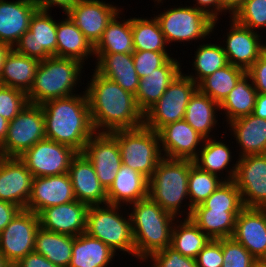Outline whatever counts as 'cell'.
I'll use <instances>...</instances> for the list:
<instances>
[{"label": "cell", "instance_id": "11a10c76", "mask_svg": "<svg viewBox=\"0 0 266 267\" xmlns=\"http://www.w3.org/2000/svg\"><path fill=\"white\" fill-rule=\"evenodd\" d=\"M38 10L50 11L51 7H62L63 12H67L78 0H32ZM50 9V10H49Z\"/></svg>", "mask_w": 266, "mask_h": 267}, {"label": "cell", "instance_id": "816d5d0a", "mask_svg": "<svg viewBox=\"0 0 266 267\" xmlns=\"http://www.w3.org/2000/svg\"><path fill=\"white\" fill-rule=\"evenodd\" d=\"M194 8L203 11L213 21L219 20V16L227 11L221 6L219 0H194ZM220 14V15H219Z\"/></svg>", "mask_w": 266, "mask_h": 267}, {"label": "cell", "instance_id": "7a4b0ae2", "mask_svg": "<svg viewBox=\"0 0 266 267\" xmlns=\"http://www.w3.org/2000/svg\"><path fill=\"white\" fill-rule=\"evenodd\" d=\"M82 93V94H81ZM42 104L46 139L84 151L87 141L96 133L85 91Z\"/></svg>", "mask_w": 266, "mask_h": 267}, {"label": "cell", "instance_id": "277c9868", "mask_svg": "<svg viewBox=\"0 0 266 267\" xmlns=\"http://www.w3.org/2000/svg\"><path fill=\"white\" fill-rule=\"evenodd\" d=\"M83 65L72 58L51 56L42 60L27 92L28 102L42 105L49 100L74 95L76 85L81 82Z\"/></svg>", "mask_w": 266, "mask_h": 267}, {"label": "cell", "instance_id": "be15d7a7", "mask_svg": "<svg viewBox=\"0 0 266 267\" xmlns=\"http://www.w3.org/2000/svg\"><path fill=\"white\" fill-rule=\"evenodd\" d=\"M154 2H157V5H159L160 3H163V0H155Z\"/></svg>", "mask_w": 266, "mask_h": 267}, {"label": "cell", "instance_id": "f35d334b", "mask_svg": "<svg viewBox=\"0 0 266 267\" xmlns=\"http://www.w3.org/2000/svg\"><path fill=\"white\" fill-rule=\"evenodd\" d=\"M132 39L134 50L167 52V42L155 18H132Z\"/></svg>", "mask_w": 266, "mask_h": 267}, {"label": "cell", "instance_id": "6125c7cd", "mask_svg": "<svg viewBox=\"0 0 266 267\" xmlns=\"http://www.w3.org/2000/svg\"><path fill=\"white\" fill-rule=\"evenodd\" d=\"M255 267H266V261H258Z\"/></svg>", "mask_w": 266, "mask_h": 267}, {"label": "cell", "instance_id": "f6af8a7d", "mask_svg": "<svg viewBox=\"0 0 266 267\" xmlns=\"http://www.w3.org/2000/svg\"><path fill=\"white\" fill-rule=\"evenodd\" d=\"M222 267H255L256 260L251 253L232 237L222 238Z\"/></svg>", "mask_w": 266, "mask_h": 267}, {"label": "cell", "instance_id": "94428289", "mask_svg": "<svg viewBox=\"0 0 266 267\" xmlns=\"http://www.w3.org/2000/svg\"><path fill=\"white\" fill-rule=\"evenodd\" d=\"M11 264L6 260L3 254L0 252V267H9Z\"/></svg>", "mask_w": 266, "mask_h": 267}, {"label": "cell", "instance_id": "9c48e42d", "mask_svg": "<svg viewBox=\"0 0 266 267\" xmlns=\"http://www.w3.org/2000/svg\"><path fill=\"white\" fill-rule=\"evenodd\" d=\"M198 85L181 72L160 99L144 113V126L158 132L162 127L184 119L185 110Z\"/></svg>", "mask_w": 266, "mask_h": 267}, {"label": "cell", "instance_id": "ab89813d", "mask_svg": "<svg viewBox=\"0 0 266 267\" xmlns=\"http://www.w3.org/2000/svg\"><path fill=\"white\" fill-rule=\"evenodd\" d=\"M192 66L195 73H187L197 85L208 75L213 74L216 70L224 68L228 65L227 57L223 46L220 44L207 43L199 44L194 54ZM193 73V74H192Z\"/></svg>", "mask_w": 266, "mask_h": 267}, {"label": "cell", "instance_id": "ffe728a7", "mask_svg": "<svg viewBox=\"0 0 266 267\" xmlns=\"http://www.w3.org/2000/svg\"><path fill=\"white\" fill-rule=\"evenodd\" d=\"M157 133L163 157L171 159L194 160L204 141L184 119L162 127Z\"/></svg>", "mask_w": 266, "mask_h": 267}, {"label": "cell", "instance_id": "d6a6232c", "mask_svg": "<svg viewBox=\"0 0 266 267\" xmlns=\"http://www.w3.org/2000/svg\"><path fill=\"white\" fill-rule=\"evenodd\" d=\"M218 111L219 103L197 89L186 107L184 120L204 139L213 138L210 132L219 124Z\"/></svg>", "mask_w": 266, "mask_h": 267}, {"label": "cell", "instance_id": "f5cc1de1", "mask_svg": "<svg viewBox=\"0 0 266 267\" xmlns=\"http://www.w3.org/2000/svg\"><path fill=\"white\" fill-rule=\"evenodd\" d=\"M15 265L16 267H59L35 251L27 254Z\"/></svg>", "mask_w": 266, "mask_h": 267}, {"label": "cell", "instance_id": "91938a15", "mask_svg": "<svg viewBox=\"0 0 266 267\" xmlns=\"http://www.w3.org/2000/svg\"><path fill=\"white\" fill-rule=\"evenodd\" d=\"M11 49L12 48L8 44L0 42V74L3 69L4 59Z\"/></svg>", "mask_w": 266, "mask_h": 267}, {"label": "cell", "instance_id": "ba28073f", "mask_svg": "<svg viewBox=\"0 0 266 267\" xmlns=\"http://www.w3.org/2000/svg\"><path fill=\"white\" fill-rule=\"evenodd\" d=\"M167 44L172 42H192L210 38L216 29L218 20L213 21L203 11L193 6H178L168 8L155 16ZM210 35V36H209ZM209 36V37H208Z\"/></svg>", "mask_w": 266, "mask_h": 267}, {"label": "cell", "instance_id": "f1b7e54d", "mask_svg": "<svg viewBox=\"0 0 266 267\" xmlns=\"http://www.w3.org/2000/svg\"><path fill=\"white\" fill-rule=\"evenodd\" d=\"M232 158V151L229 145L214 137L204 139L201 149L193 161L194 165L199 169L218 177L223 174V170L227 169L225 172H227L228 176L226 174L224 178L220 177L223 181H233L237 169V161L231 166Z\"/></svg>", "mask_w": 266, "mask_h": 267}, {"label": "cell", "instance_id": "b9f144b4", "mask_svg": "<svg viewBox=\"0 0 266 267\" xmlns=\"http://www.w3.org/2000/svg\"><path fill=\"white\" fill-rule=\"evenodd\" d=\"M220 177L199 169L196 165L190 168L188 176V204L187 218H190L192 209L202 204L221 184Z\"/></svg>", "mask_w": 266, "mask_h": 267}, {"label": "cell", "instance_id": "4fadbf2b", "mask_svg": "<svg viewBox=\"0 0 266 267\" xmlns=\"http://www.w3.org/2000/svg\"><path fill=\"white\" fill-rule=\"evenodd\" d=\"M56 31L57 22L49 11L37 9L31 17L29 30L21 36L13 49L40 61L56 57Z\"/></svg>", "mask_w": 266, "mask_h": 267}, {"label": "cell", "instance_id": "d6986e66", "mask_svg": "<svg viewBox=\"0 0 266 267\" xmlns=\"http://www.w3.org/2000/svg\"><path fill=\"white\" fill-rule=\"evenodd\" d=\"M73 186L68 173L35 177L26 210L37 215L45 208L75 201Z\"/></svg>", "mask_w": 266, "mask_h": 267}, {"label": "cell", "instance_id": "30bf717a", "mask_svg": "<svg viewBox=\"0 0 266 267\" xmlns=\"http://www.w3.org/2000/svg\"><path fill=\"white\" fill-rule=\"evenodd\" d=\"M46 139L41 105L29 103L9 121L7 136L0 145L2 157H20L37 142Z\"/></svg>", "mask_w": 266, "mask_h": 267}, {"label": "cell", "instance_id": "52a82bcc", "mask_svg": "<svg viewBox=\"0 0 266 267\" xmlns=\"http://www.w3.org/2000/svg\"><path fill=\"white\" fill-rule=\"evenodd\" d=\"M118 142L122 164L148 179L163 158L158 133L146 126L110 133Z\"/></svg>", "mask_w": 266, "mask_h": 267}, {"label": "cell", "instance_id": "681fc988", "mask_svg": "<svg viewBox=\"0 0 266 267\" xmlns=\"http://www.w3.org/2000/svg\"><path fill=\"white\" fill-rule=\"evenodd\" d=\"M195 259L198 267H222V238L211 239Z\"/></svg>", "mask_w": 266, "mask_h": 267}, {"label": "cell", "instance_id": "603a6c76", "mask_svg": "<svg viewBox=\"0 0 266 267\" xmlns=\"http://www.w3.org/2000/svg\"><path fill=\"white\" fill-rule=\"evenodd\" d=\"M68 174L76 200L88 206L107 203V191L101 185L93 164L78 153L70 163Z\"/></svg>", "mask_w": 266, "mask_h": 267}, {"label": "cell", "instance_id": "9f6ffc18", "mask_svg": "<svg viewBox=\"0 0 266 267\" xmlns=\"http://www.w3.org/2000/svg\"><path fill=\"white\" fill-rule=\"evenodd\" d=\"M252 115L266 119V94L258 93Z\"/></svg>", "mask_w": 266, "mask_h": 267}, {"label": "cell", "instance_id": "3957f363", "mask_svg": "<svg viewBox=\"0 0 266 267\" xmlns=\"http://www.w3.org/2000/svg\"><path fill=\"white\" fill-rule=\"evenodd\" d=\"M135 257L143 261L156 251L171 246L176 217L165 211L149 196L129 204Z\"/></svg>", "mask_w": 266, "mask_h": 267}, {"label": "cell", "instance_id": "4316f807", "mask_svg": "<svg viewBox=\"0 0 266 267\" xmlns=\"http://www.w3.org/2000/svg\"><path fill=\"white\" fill-rule=\"evenodd\" d=\"M241 152L238 157L266 153V119L252 114L227 123Z\"/></svg>", "mask_w": 266, "mask_h": 267}, {"label": "cell", "instance_id": "680465c9", "mask_svg": "<svg viewBox=\"0 0 266 267\" xmlns=\"http://www.w3.org/2000/svg\"><path fill=\"white\" fill-rule=\"evenodd\" d=\"M9 121L0 116V145L4 142L7 136Z\"/></svg>", "mask_w": 266, "mask_h": 267}, {"label": "cell", "instance_id": "8992f818", "mask_svg": "<svg viewBox=\"0 0 266 267\" xmlns=\"http://www.w3.org/2000/svg\"><path fill=\"white\" fill-rule=\"evenodd\" d=\"M122 205L102 204L89 206L87 211L86 233L101 240L114 252L117 251L135 258V244L129 212L121 210ZM120 211V212H119ZM123 212V213H122ZM126 213L127 217H126ZM125 216H124V215Z\"/></svg>", "mask_w": 266, "mask_h": 267}, {"label": "cell", "instance_id": "e0dca14e", "mask_svg": "<svg viewBox=\"0 0 266 267\" xmlns=\"http://www.w3.org/2000/svg\"><path fill=\"white\" fill-rule=\"evenodd\" d=\"M231 25L226 32L224 52L227 57L228 64L240 67L247 71L260 55L266 50V43L263 44L259 32L237 23L230 17Z\"/></svg>", "mask_w": 266, "mask_h": 267}, {"label": "cell", "instance_id": "d590c367", "mask_svg": "<svg viewBox=\"0 0 266 267\" xmlns=\"http://www.w3.org/2000/svg\"><path fill=\"white\" fill-rule=\"evenodd\" d=\"M117 13L107 24L101 40L94 47V53H126L133 54L132 17L121 18Z\"/></svg>", "mask_w": 266, "mask_h": 267}, {"label": "cell", "instance_id": "7bdbcfd3", "mask_svg": "<svg viewBox=\"0 0 266 267\" xmlns=\"http://www.w3.org/2000/svg\"><path fill=\"white\" fill-rule=\"evenodd\" d=\"M244 208L241 193L235 182L223 181L202 204L195 206L193 209L242 211Z\"/></svg>", "mask_w": 266, "mask_h": 267}, {"label": "cell", "instance_id": "8d00e7d4", "mask_svg": "<svg viewBox=\"0 0 266 267\" xmlns=\"http://www.w3.org/2000/svg\"><path fill=\"white\" fill-rule=\"evenodd\" d=\"M241 211L192 209L190 219L211 239L230 238Z\"/></svg>", "mask_w": 266, "mask_h": 267}, {"label": "cell", "instance_id": "484cf974", "mask_svg": "<svg viewBox=\"0 0 266 267\" xmlns=\"http://www.w3.org/2000/svg\"><path fill=\"white\" fill-rule=\"evenodd\" d=\"M95 70L102 76L115 81L124 90L136 94L140 78L135 70L132 54L94 53Z\"/></svg>", "mask_w": 266, "mask_h": 267}, {"label": "cell", "instance_id": "1f68e13d", "mask_svg": "<svg viewBox=\"0 0 266 267\" xmlns=\"http://www.w3.org/2000/svg\"><path fill=\"white\" fill-rule=\"evenodd\" d=\"M116 254L101 240L83 233L74 238L68 267H108Z\"/></svg>", "mask_w": 266, "mask_h": 267}, {"label": "cell", "instance_id": "5bb4252c", "mask_svg": "<svg viewBox=\"0 0 266 267\" xmlns=\"http://www.w3.org/2000/svg\"><path fill=\"white\" fill-rule=\"evenodd\" d=\"M244 207H266V153L238 157L234 180Z\"/></svg>", "mask_w": 266, "mask_h": 267}, {"label": "cell", "instance_id": "60d3db41", "mask_svg": "<svg viewBox=\"0 0 266 267\" xmlns=\"http://www.w3.org/2000/svg\"><path fill=\"white\" fill-rule=\"evenodd\" d=\"M245 73L242 68L228 64L204 78L198 89L220 104Z\"/></svg>", "mask_w": 266, "mask_h": 267}, {"label": "cell", "instance_id": "5b68a950", "mask_svg": "<svg viewBox=\"0 0 266 267\" xmlns=\"http://www.w3.org/2000/svg\"><path fill=\"white\" fill-rule=\"evenodd\" d=\"M193 165V160L163 157L149 178L148 196L176 218L185 215L187 218L185 205L182 204H185L184 199L189 200L188 176ZM182 208L185 215H182V210L180 211Z\"/></svg>", "mask_w": 266, "mask_h": 267}, {"label": "cell", "instance_id": "7dc6e473", "mask_svg": "<svg viewBox=\"0 0 266 267\" xmlns=\"http://www.w3.org/2000/svg\"><path fill=\"white\" fill-rule=\"evenodd\" d=\"M147 261L153 262L150 267H198L195 258L184 256L171 246L154 252L144 260Z\"/></svg>", "mask_w": 266, "mask_h": 267}, {"label": "cell", "instance_id": "74e56055", "mask_svg": "<svg viewBox=\"0 0 266 267\" xmlns=\"http://www.w3.org/2000/svg\"><path fill=\"white\" fill-rule=\"evenodd\" d=\"M206 235L190 218H177L171 237V247L184 256L196 258L198 253L209 243Z\"/></svg>", "mask_w": 266, "mask_h": 267}, {"label": "cell", "instance_id": "ac0fdd59", "mask_svg": "<svg viewBox=\"0 0 266 267\" xmlns=\"http://www.w3.org/2000/svg\"><path fill=\"white\" fill-rule=\"evenodd\" d=\"M33 175L19 157L0 156V200L26 209Z\"/></svg>", "mask_w": 266, "mask_h": 267}, {"label": "cell", "instance_id": "8fae6325", "mask_svg": "<svg viewBox=\"0 0 266 267\" xmlns=\"http://www.w3.org/2000/svg\"><path fill=\"white\" fill-rule=\"evenodd\" d=\"M77 154L68 145L44 139L25 151L19 159L35 178L68 173L71 160Z\"/></svg>", "mask_w": 266, "mask_h": 267}, {"label": "cell", "instance_id": "bcb514c9", "mask_svg": "<svg viewBox=\"0 0 266 267\" xmlns=\"http://www.w3.org/2000/svg\"><path fill=\"white\" fill-rule=\"evenodd\" d=\"M28 104L26 92L17 88L0 85V116L11 121Z\"/></svg>", "mask_w": 266, "mask_h": 267}, {"label": "cell", "instance_id": "f546056e", "mask_svg": "<svg viewBox=\"0 0 266 267\" xmlns=\"http://www.w3.org/2000/svg\"><path fill=\"white\" fill-rule=\"evenodd\" d=\"M64 16L67 18L57 21L56 57L72 58L85 64L90 56L94 58V47L70 17L66 14Z\"/></svg>", "mask_w": 266, "mask_h": 267}, {"label": "cell", "instance_id": "db71d44e", "mask_svg": "<svg viewBox=\"0 0 266 267\" xmlns=\"http://www.w3.org/2000/svg\"><path fill=\"white\" fill-rule=\"evenodd\" d=\"M22 209L10 202L0 200V233Z\"/></svg>", "mask_w": 266, "mask_h": 267}, {"label": "cell", "instance_id": "7c38bea8", "mask_svg": "<svg viewBox=\"0 0 266 267\" xmlns=\"http://www.w3.org/2000/svg\"><path fill=\"white\" fill-rule=\"evenodd\" d=\"M39 227V216L23 209L0 233V252L11 265L34 251L35 235Z\"/></svg>", "mask_w": 266, "mask_h": 267}, {"label": "cell", "instance_id": "cb8c5ba5", "mask_svg": "<svg viewBox=\"0 0 266 267\" xmlns=\"http://www.w3.org/2000/svg\"><path fill=\"white\" fill-rule=\"evenodd\" d=\"M37 10L32 0H0V42L11 48L29 30L32 15Z\"/></svg>", "mask_w": 266, "mask_h": 267}, {"label": "cell", "instance_id": "f907efd6", "mask_svg": "<svg viewBox=\"0 0 266 267\" xmlns=\"http://www.w3.org/2000/svg\"><path fill=\"white\" fill-rule=\"evenodd\" d=\"M258 93L266 94V50L246 71Z\"/></svg>", "mask_w": 266, "mask_h": 267}, {"label": "cell", "instance_id": "6da1fadb", "mask_svg": "<svg viewBox=\"0 0 266 267\" xmlns=\"http://www.w3.org/2000/svg\"><path fill=\"white\" fill-rule=\"evenodd\" d=\"M93 72L84 90L95 132L111 133L143 126L144 114L137 105L135 95L95 69Z\"/></svg>", "mask_w": 266, "mask_h": 267}, {"label": "cell", "instance_id": "e575fe53", "mask_svg": "<svg viewBox=\"0 0 266 267\" xmlns=\"http://www.w3.org/2000/svg\"><path fill=\"white\" fill-rule=\"evenodd\" d=\"M256 91L251 77L245 73L236 83V86L219 104L220 110H224L225 121H230L250 115L253 112L256 97Z\"/></svg>", "mask_w": 266, "mask_h": 267}, {"label": "cell", "instance_id": "7402d4cb", "mask_svg": "<svg viewBox=\"0 0 266 267\" xmlns=\"http://www.w3.org/2000/svg\"><path fill=\"white\" fill-rule=\"evenodd\" d=\"M232 238L258 261H266V210L244 208L236 217Z\"/></svg>", "mask_w": 266, "mask_h": 267}, {"label": "cell", "instance_id": "6f0895ef", "mask_svg": "<svg viewBox=\"0 0 266 267\" xmlns=\"http://www.w3.org/2000/svg\"><path fill=\"white\" fill-rule=\"evenodd\" d=\"M245 0H219L221 6L230 14L231 17Z\"/></svg>", "mask_w": 266, "mask_h": 267}, {"label": "cell", "instance_id": "836d02e7", "mask_svg": "<svg viewBox=\"0 0 266 267\" xmlns=\"http://www.w3.org/2000/svg\"><path fill=\"white\" fill-rule=\"evenodd\" d=\"M74 236L39 229L35 235L34 251L43 255L59 267H68L74 243Z\"/></svg>", "mask_w": 266, "mask_h": 267}, {"label": "cell", "instance_id": "d4e9b609", "mask_svg": "<svg viewBox=\"0 0 266 267\" xmlns=\"http://www.w3.org/2000/svg\"><path fill=\"white\" fill-rule=\"evenodd\" d=\"M176 58H169L161 67L140 79L135 99L144 114L164 94L168 86L183 71Z\"/></svg>", "mask_w": 266, "mask_h": 267}, {"label": "cell", "instance_id": "ee69618b", "mask_svg": "<svg viewBox=\"0 0 266 267\" xmlns=\"http://www.w3.org/2000/svg\"><path fill=\"white\" fill-rule=\"evenodd\" d=\"M237 23L258 32L266 28V0H245L231 16Z\"/></svg>", "mask_w": 266, "mask_h": 267}, {"label": "cell", "instance_id": "4dcf8cb0", "mask_svg": "<svg viewBox=\"0 0 266 267\" xmlns=\"http://www.w3.org/2000/svg\"><path fill=\"white\" fill-rule=\"evenodd\" d=\"M40 62L12 48L4 59L0 85L17 88L27 93L32 87Z\"/></svg>", "mask_w": 266, "mask_h": 267}, {"label": "cell", "instance_id": "9a60e30c", "mask_svg": "<svg viewBox=\"0 0 266 267\" xmlns=\"http://www.w3.org/2000/svg\"><path fill=\"white\" fill-rule=\"evenodd\" d=\"M103 0H78L66 13L93 47L101 40L107 24L122 11Z\"/></svg>", "mask_w": 266, "mask_h": 267}, {"label": "cell", "instance_id": "44dd1931", "mask_svg": "<svg viewBox=\"0 0 266 267\" xmlns=\"http://www.w3.org/2000/svg\"><path fill=\"white\" fill-rule=\"evenodd\" d=\"M89 206L78 200L47 207L39 214L40 227L50 232L78 236L86 233Z\"/></svg>", "mask_w": 266, "mask_h": 267}, {"label": "cell", "instance_id": "2e32d148", "mask_svg": "<svg viewBox=\"0 0 266 267\" xmlns=\"http://www.w3.org/2000/svg\"><path fill=\"white\" fill-rule=\"evenodd\" d=\"M82 153L93 164L101 185L107 191L122 165L117 140L110 133H95Z\"/></svg>", "mask_w": 266, "mask_h": 267}, {"label": "cell", "instance_id": "c3c4849f", "mask_svg": "<svg viewBox=\"0 0 266 267\" xmlns=\"http://www.w3.org/2000/svg\"><path fill=\"white\" fill-rule=\"evenodd\" d=\"M132 55L135 70L140 79L154 72V69L161 67L169 58H171L170 56H172L169 55L168 52H154L147 50H134Z\"/></svg>", "mask_w": 266, "mask_h": 267}, {"label": "cell", "instance_id": "83f0119b", "mask_svg": "<svg viewBox=\"0 0 266 267\" xmlns=\"http://www.w3.org/2000/svg\"><path fill=\"white\" fill-rule=\"evenodd\" d=\"M149 179L142 173L121 165L117 175L107 190V203L122 205L129 204L148 197Z\"/></svg>", "mask_w": 266, "mask_h": 267}]
</instances>
